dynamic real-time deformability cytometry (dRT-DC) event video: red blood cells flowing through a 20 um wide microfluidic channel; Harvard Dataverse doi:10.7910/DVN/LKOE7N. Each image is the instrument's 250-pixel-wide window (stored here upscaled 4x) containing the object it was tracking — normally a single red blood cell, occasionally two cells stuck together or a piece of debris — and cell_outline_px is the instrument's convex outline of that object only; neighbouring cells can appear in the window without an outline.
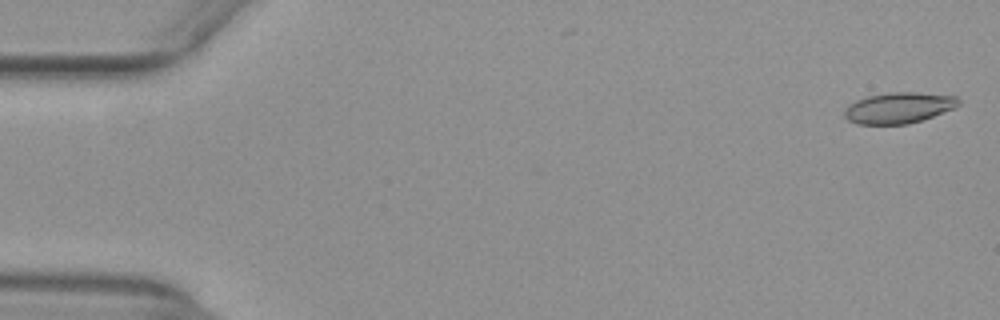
{"species": "common noctule bat (a hibernating species)", "species_latin": "Nyctalus noctula", "temperature_condition": "warm", "stored_images_in_passage": 51, "camera_frame_rate_fps": 3000, "um_per_image_px": 0.085, "animal": {"sex": "female", "body_mass_g": 29.2, "forearm_length_mm": 56.3}, "frame": {"image": 1, "passage_image": 2, "time_ms": 0.333, "image_size_px": [1000, 320], "cell_outline_px": [[960, 104], [956, 108], [908, 124], [856, 124], [848, 120], [844, 116], [844, 108], [848, 104], [856, 100], [868, 96], [888, 92], [916, 92], [956, 96], [960, 100]], "centroid_in_image_um": [76.38, 9.16], "position_along_channel_um": 8.6, "area_um2": 20.69}}
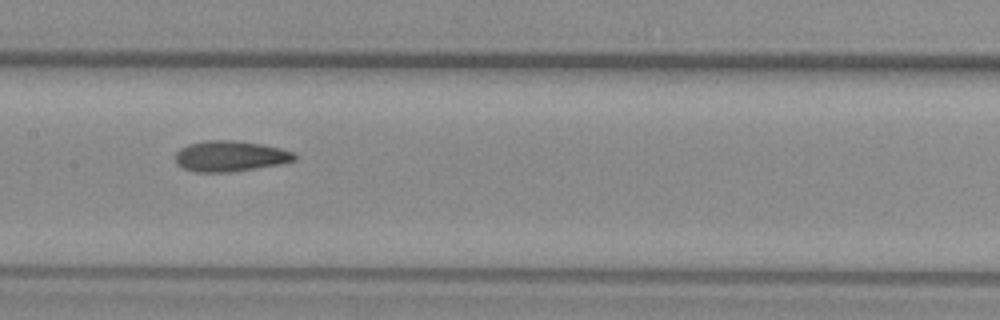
{"frame": {"image": 2, "passage_image": 27, "time_ms": 8.667, "image_size_px": [1000, 320], "cell_outline_px": [[296, 160], [280, 164], [228, 172], [196, 172], [184, 168], [176, 164], [176, 152], [180, 148], [188, 144], [204, 140], [232, 140], [260, 144], [280, 148], [292, 152], [296, 156]], "centroid_in_image_um": [19.53, 13.27], "position_along_channel_um": 187.9, "area_um2": 21.15}}
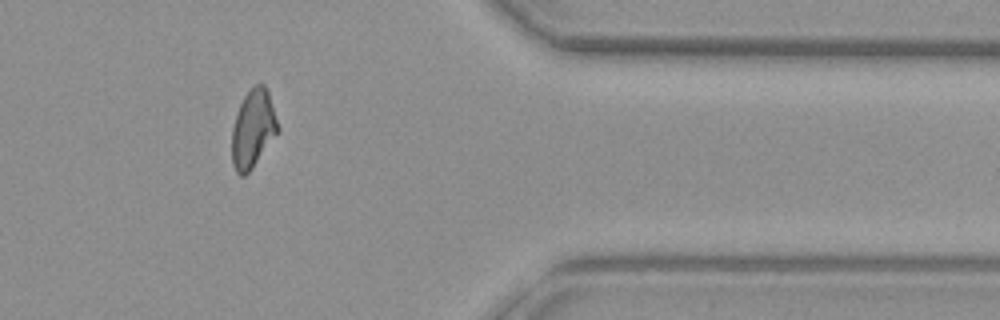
{"frame": {"image": 3, "passage_image": 44, "time_ms": 14.333, "image_size_px": [1000, 320], "cell_outline_px": [[280, 128], [252, 168], [244, 176], [240, 176], [236, 172], [232, 164], [232, 128], [240, 104], [244, 96], [256, 84], [264, 84], [268, 92]], "centroid_in_image_um": [21.49, 10.96], "position_along_channel_um": 389.9, "area_um2": 20.52}, "authors_computed_cell_mechanics": {"area_um2": 20.9814, "velocity_mm_per_s": 3.957, "shape_relaxation_time_tau1_ms": null, "shape_relaxation_time_tau2_ms": 4.1649, "deformation_change_tau1": null, "deformation_change_tau2": 0.0977}}